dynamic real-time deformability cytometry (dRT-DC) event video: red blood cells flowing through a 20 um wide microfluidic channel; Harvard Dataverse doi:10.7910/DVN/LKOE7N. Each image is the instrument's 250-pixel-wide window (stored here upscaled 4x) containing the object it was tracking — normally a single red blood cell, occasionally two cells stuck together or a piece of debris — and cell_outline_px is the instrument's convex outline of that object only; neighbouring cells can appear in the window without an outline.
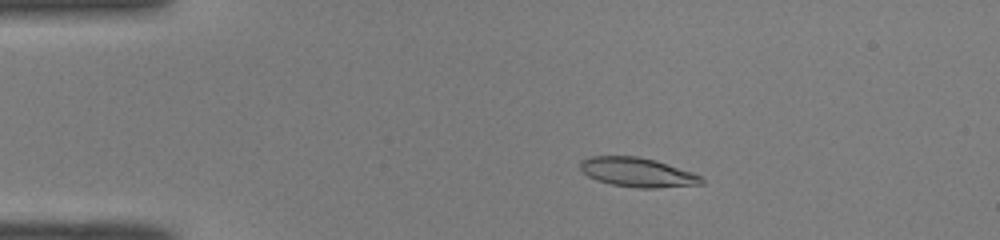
{"species": "common noctule bat (a hibernating species)", "species_latin": "Nyctalus noctula", "temperature_condition": "room temperature", "stored_images_in_passage": 50, "camera_frame_rate_fps": 3000, "um_per_image_px": 0.085, "animal": {"sex": "male", "body_mass_g": 19.0, "forearm_length_mm": 50.8}, "frame": {"image": 1, "passage_image": 10, "time_ms": 3.0, "image_size_px": [1000, 240], "cell_outline_px": [[704, 184], [656, 188], [636, 188], [612, 184], [596, 180], [588, 176], [580, 168], [580, 160], [588, 156], [636, 156], [656, 160], [692, 172], [700, 176], [704, 180]], "centroid_in_image_um": [54.17, 14.64], "position_along_channel_um": 30.8, "area_um2": 20.75}}
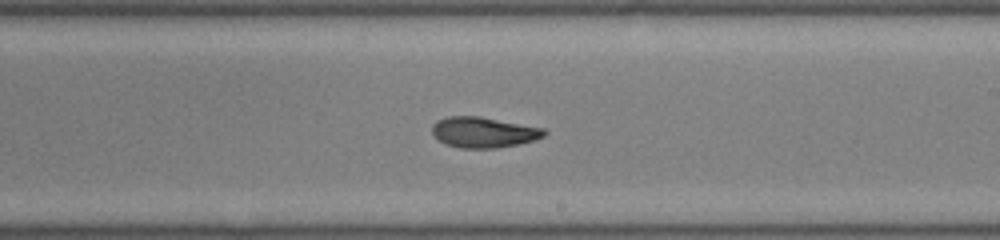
{"frame": {"image": 2, "passage_image": 30, "time_ms": 9.667, "image_size_px": [1000, 240], "cell_outline_px": [[548, 132], [544, 136], [536, 140], [496, 148], [460, 148], [448, 144], [440, 140], [432, 132], [432, 124], [436, 120], [448, 116], [480, 116], [544, 128]], "centroid_in_image_um": [41.12, 11.23], "position_along_channel_um": 247.9, "area_um2": 19.94}}
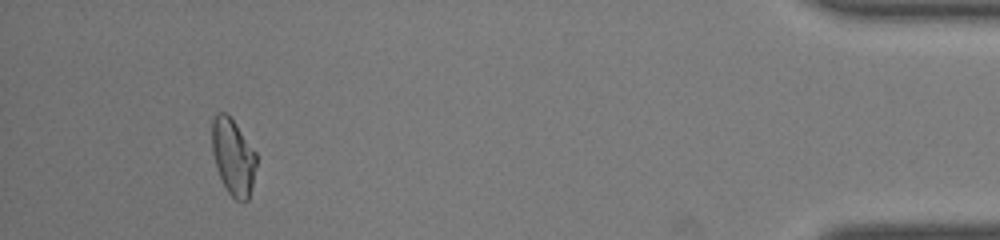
{"frame": {"image": 3, "passage_image": 47, "time_ms": 15.333, "image_size_px": [1000, 240], "cell_outline_px": [[256, 164], [252, 184], [248, 200], [244, 204], [236, 200], [228, 192], [216, 168], [212, 152], [212, 120], [216, 112], [224, 112], [236, 124], [256, 152]], "centroid_in_image_um": [19.81, 13.34], "position_along_channel_um": 415.4, "area_um2": 19.65}, "authors_computed_cell_mechanics": {"area_um2": 20.2589, "velocity_mm_per_s": 4.081, "shape_relaxation_time_tau1_ms": 7.4013, "shape_relaxation_time_tau2_ms": 2.3227, "deformation_change_tau1": 0.1889, "deformation_change_tau2": 0.0741}}